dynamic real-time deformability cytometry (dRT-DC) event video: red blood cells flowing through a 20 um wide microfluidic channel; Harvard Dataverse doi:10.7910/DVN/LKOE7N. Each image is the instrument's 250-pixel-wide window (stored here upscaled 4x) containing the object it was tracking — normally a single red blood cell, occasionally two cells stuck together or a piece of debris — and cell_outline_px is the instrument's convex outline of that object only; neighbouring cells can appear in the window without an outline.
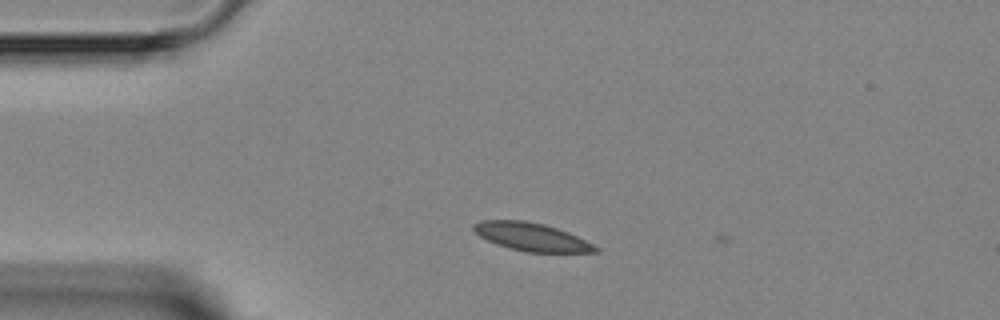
{"species": "Egyptian fruit bat (a non-hibernating species)", "species_latin": "Rousettus aegyptiacus", "temperature_condition": "room temperature", "stored_images_in_passage": 3, "camera_frame_rate_fps": 3000, "um_per_image_px": 0.085, "animal": {"sex": "female"}, "frame": {"image": 1, "passage_image": 2, "time_ms": 1.0, "image_size_px": [1000, 320], "cell_outline_px": [[600, 252], [524, 252], [508, 248], [496, 244], [472, 232], [472, 224], [480, 220], [524, 220], [544, 224], [568, 232], [600, 248]], "centroid_in_image_um": [45.13, 20.13], "position_along_channel_um": 39.9, "area_um2": 20.0}}